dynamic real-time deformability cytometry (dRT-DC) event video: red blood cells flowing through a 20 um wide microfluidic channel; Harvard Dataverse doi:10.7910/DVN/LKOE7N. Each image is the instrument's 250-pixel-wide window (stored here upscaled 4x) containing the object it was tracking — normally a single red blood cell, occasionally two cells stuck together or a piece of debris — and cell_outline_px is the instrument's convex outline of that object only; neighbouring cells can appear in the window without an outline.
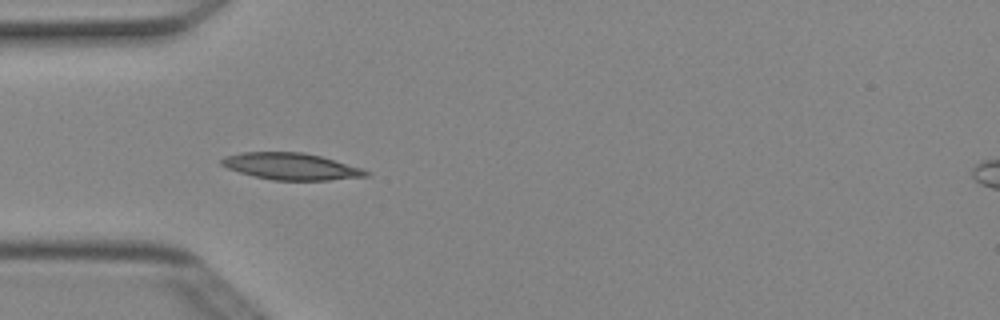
{"species": "Egyptian fruit bat (a non-hibernating species)", "species_latin": "Rousettus aegyptiacus", "temperature_condition": "cold", "stored_images_in_passage": 3, "camera_frame_rate_fps": 3000, "um_per_image_px": 0.085, "animal": {"sex": "female"}, "frame": {"image": 1, "passage_image": 1, "time_ms": 0.0, "image_size_px": [1000, 320], "cell_outline_px": [[372, 172], [368, 176], [328, 180], [272, 180], [240, 172], [228, 168], [220, 164], [220, 160], [224, 156], [240, 152], [304, 152], [320, 156], [364, 168]], "centroid_in_image_um": [24.77, 14.13], "position_along_channel_um": 60.2, "area_um2": 22.54}}
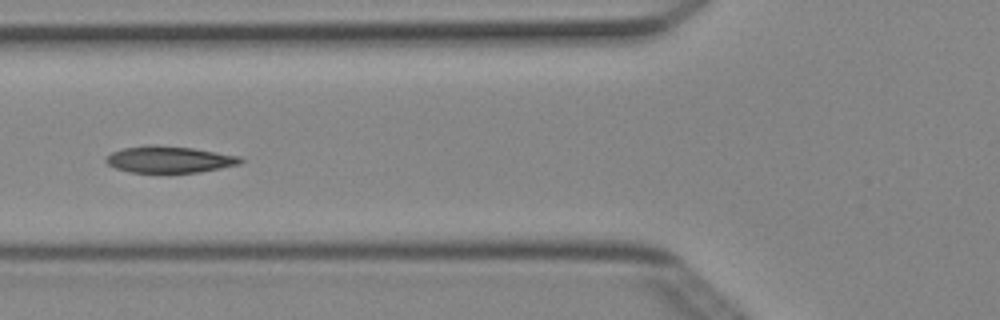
{"frame": {"image": 2, "passage_image": 2, "time_ms": 0.333, "image_size_px": [1000, 320], "cell_outline_px": [[244, 160], [240, 164], [200, 172], [132, 172], [116, 168], [108, 164], [104, 160], [112, 152], [124, 148], [144, 144], [156, 144], [192, 148], [240, 156]], "centroid_in_image_um": [14.39, 13.54], "position_along_channel_um": 111.4, "area_um2": 20.81}}
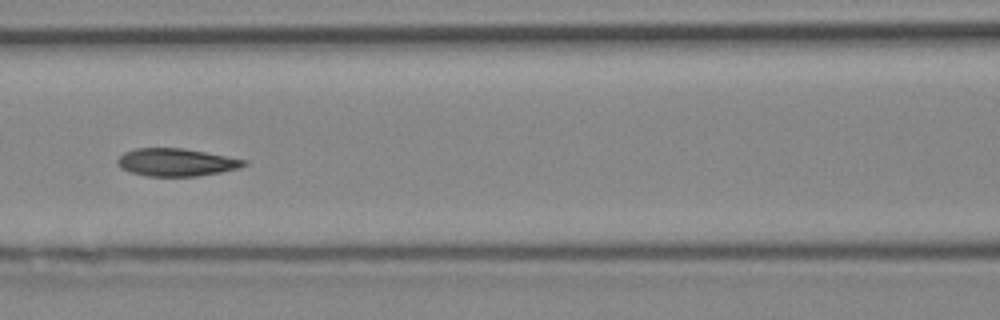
{"frame": {"image": 3, "passage_image": 3, "time_ms": 0.667, "image_size_px": [1000, 320], "cell_outline_px": [[248, 164], [240, 168], [220, 172], [196, 176], [148, 176], [132, 172], [120, 168], [116, 164], [116, 160], [124, 152], [136, 148], [184, 148], [248, 160]], "centroid_in_image_um": [14.99, 13.79], "position_along_channel_um": 151.6, "area_um2": 20.46}}